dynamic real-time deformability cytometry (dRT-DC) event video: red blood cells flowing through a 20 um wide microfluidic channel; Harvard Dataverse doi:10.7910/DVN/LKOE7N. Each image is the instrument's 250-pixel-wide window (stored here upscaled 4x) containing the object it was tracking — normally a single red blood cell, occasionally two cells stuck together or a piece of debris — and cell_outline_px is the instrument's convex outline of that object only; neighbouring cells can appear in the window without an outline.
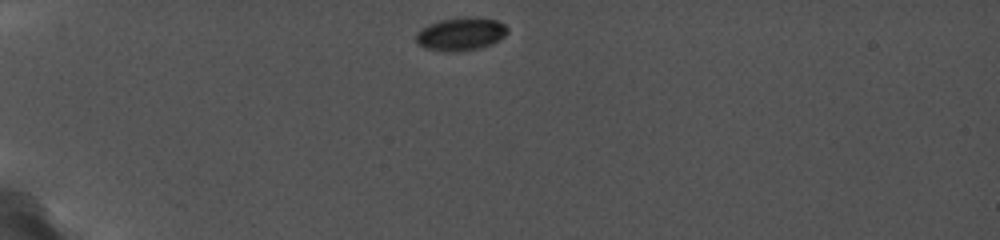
{"species": "common noctule bat (a hibernating species)", "species_latin": "Nyctalus noctula", "temperature_condition": "cold", "stored_images_in_passage": 26, "camera_frame_rate_fps": 5000, "um_per_image_px": 0.085, "animal": {"sex": "female", "body_mass_g": 19.0, "forearm_length_mm": 56.7}, "frame": {"image": 1, "passage_image": 1, "time_ms": 0.0, "image_size_px": [1000, 240], "cell_outline_px": [[508, 32], [504, 36], [492, 44], [476, 48], [456, 52], [448, 52], [424, 48], [416, 40], [416, 32], [420, 28], [428, 24], [440, 20], [472, 16], [476, 16], [496, 20], [504, 24], [508, 28]], "centroid_in_image_um": [39.16, 2.88], "position_along_channel_um": 45.8, "area_um2": 17.69}}
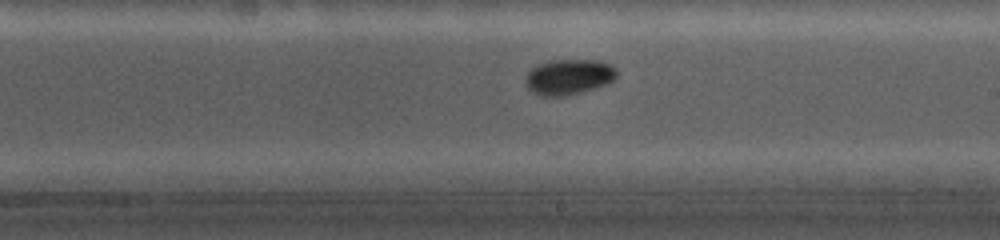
{"frame": {"image": 2, "passage_image": 14, "time_ms": 6.4, "image_size_px": [1000, 240], "cell_outline_px": [[616, 76], [612, 80], [604, 84], [580, 92], [560, 96], [540, 96], [528, 88], [528, 72], [532, 68], [548, 60], [604, 60], [612, 64], [616, 68]], "centroid_in_image_um": [48.38, 6.5], "position_along_channel_um": 240.6, "area_um2": 18.5}}
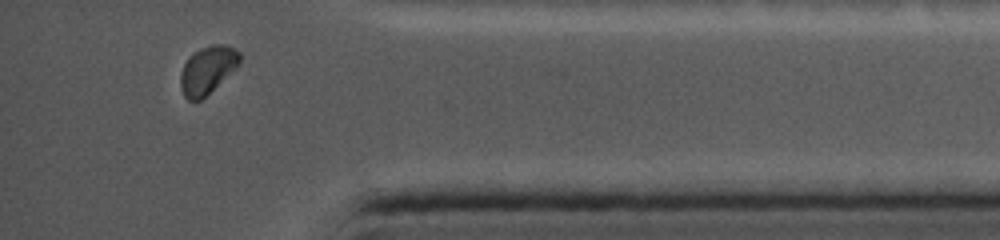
{"frame": {"image": 3, "passage_image": 24, "time_ms": 11.2, "image_size_px": [1000, 240], "cell_outline_px": [[240, 60], [236, 68], [200, 100], [188, 100], [184, 96], [180, 84], [180, 76], [184, 64], [188, 56], [200, 48], [212, 44], [224, 44], [236, 48], [240, 52]], "centroid_in_image_um": [17.63, 5.91], "position_along_channel_um": 417.6, "area_um2": 16.3}}